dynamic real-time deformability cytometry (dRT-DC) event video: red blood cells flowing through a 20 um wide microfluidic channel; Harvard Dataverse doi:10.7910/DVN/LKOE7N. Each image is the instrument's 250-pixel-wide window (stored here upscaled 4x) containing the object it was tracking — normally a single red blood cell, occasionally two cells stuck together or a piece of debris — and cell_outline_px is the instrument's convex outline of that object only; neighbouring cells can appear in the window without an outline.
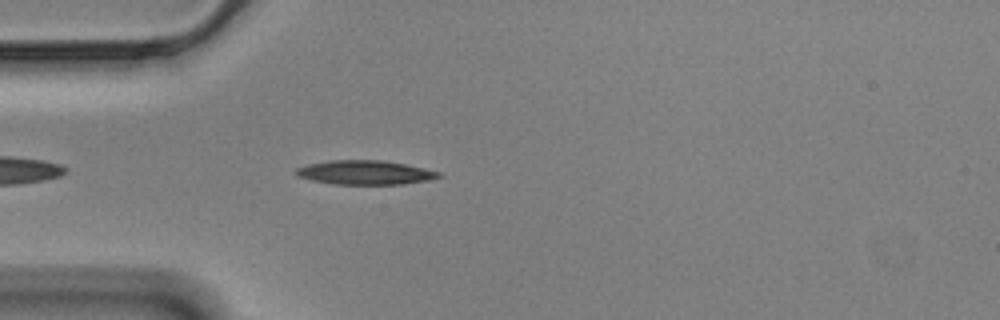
{"species": "Egyptian fruit bat (a non-hibernating species)", "species_latin": "Rousettus aegyptiacus", "temperature_condition": "cold", "stored_images_in_passage": 46, "camera_frame_rate_fps": 3000, "um_per_image_px": 0.085, "animal": {"sex": "male"}, "frame": {"image": 1, "passage_image": 5, "time_ms": 1.333, "image_size_px": [1000, 320], "cell_outline_px": [[440, 176], [428, 180], [400, 184], [332, 184], [312, 180], [296, 176], [296, 168], [308, 164], [328, 160], [380, 160], [404, 164], [440, 172]], "centroid_in_image_um": [30.96, 14.66], "position_along_channel_um": 54.0, "area_um2": 19.83}}
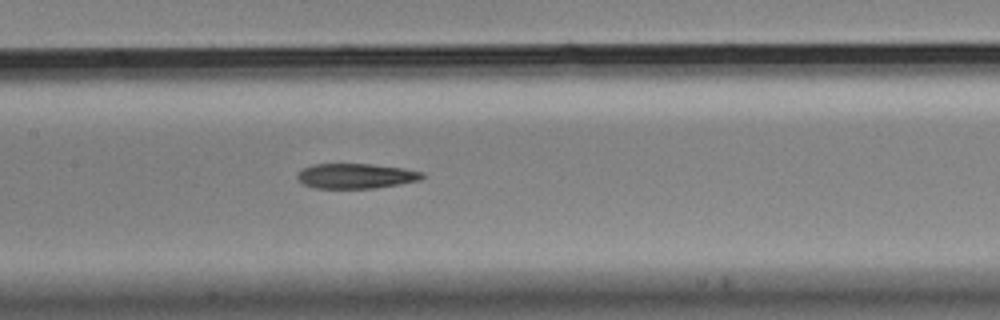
{"frame": {"image": 2, "passage_image": 16, "time_ms": 5.0, "image_size_px": [1000, 320], "cell_outline_px": [[424, 176], [420, 180], [400, 184], [376, 188], [316, 188], [304, 184], [296, 176], [304, 168], [312, 164], [372, 164], [404, 168], [424, 172]], "centroid_in_image_um": [30.29, 14.95], "position_along_channel_um": 177.1, "area_um2": 18.15}}
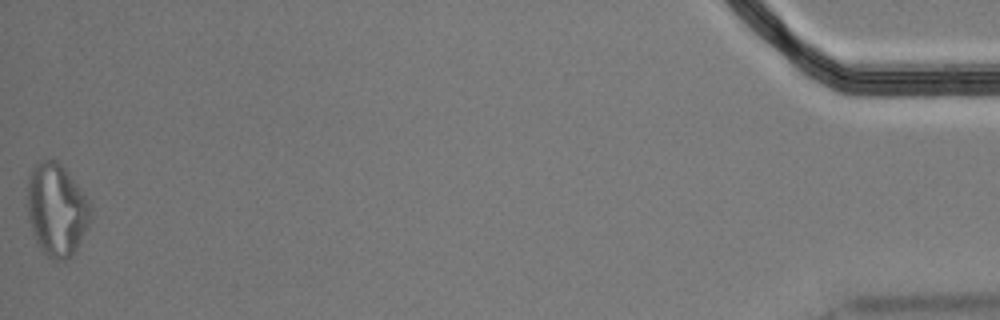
{"frame": {"image": 3, "passage_image": 46, "time_ms": 15.0, "image_size_px": [1000, 320], "cell_outline_px": [[92, 212], [88, 224], [72, 256], [64, 260], [56, 260], [48, 256], [40, 248], [32, 232], [28, 216], [28, 180], [36, 164], [40, 160], [56, 160], [64, 168], [84, 192], [88, 200]], "centroid_in_image_um": [4.82, 17.83], "position_along_channel_um": 430.4, "area_um2": 33.58}, "authors_computed_cell_mechanics": {"area_um2": 19.3341, "velocity_mm_per_s": 3.5124, "shape_relaxation_time_tau1_ms": 7.0601, "shape_relaxation_time_tau2_ms": 6.372, "deformation_change_tau1": 0.2348, "deformation_change_tau2": 0.1937}}